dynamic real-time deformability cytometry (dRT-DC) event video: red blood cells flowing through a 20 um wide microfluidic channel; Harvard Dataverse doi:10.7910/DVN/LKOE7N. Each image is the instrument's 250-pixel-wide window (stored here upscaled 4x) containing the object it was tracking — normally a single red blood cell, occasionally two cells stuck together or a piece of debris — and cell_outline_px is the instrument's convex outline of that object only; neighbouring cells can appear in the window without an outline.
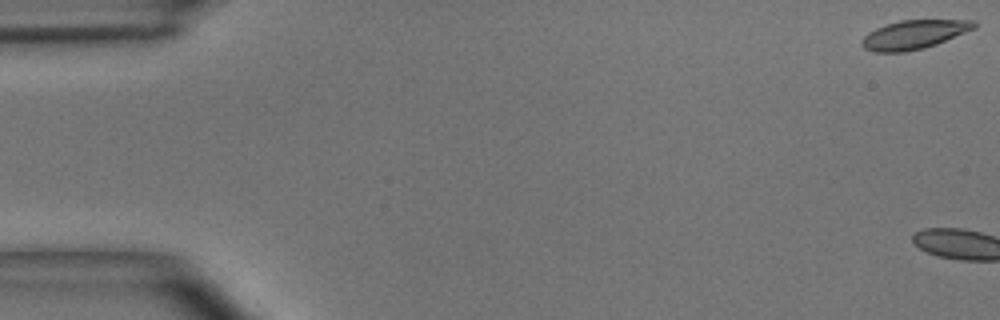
{"species": "common noctule bat (a hibernating species)", "species_latin": "Nyctalus noctula", "temperature_condition": "room temperature", "stored_images_in_passage": 4, "camera_frame_rate_fps": 3000, "um_per_image_px": 0.085, "animal": {"sex": "male", "body_mass_g": 15.6}, "frame": {"image": 1, "passage_image": 1, "time_ms": 0.0, "image_size_px": [1000, 320], "cell_outline_px": [[976, 28], [936, 44], [924, 48], [904, 52], [876, 52], [864, 48], [860, 44], [864, 36], [868, 32], [876, 28], [900, 20], [972, 20], [976, 24]], "centroid_in_image_um": [77.67, 2.94], "position_along_channel_um": 7.3, "area_um2": 18.73}}